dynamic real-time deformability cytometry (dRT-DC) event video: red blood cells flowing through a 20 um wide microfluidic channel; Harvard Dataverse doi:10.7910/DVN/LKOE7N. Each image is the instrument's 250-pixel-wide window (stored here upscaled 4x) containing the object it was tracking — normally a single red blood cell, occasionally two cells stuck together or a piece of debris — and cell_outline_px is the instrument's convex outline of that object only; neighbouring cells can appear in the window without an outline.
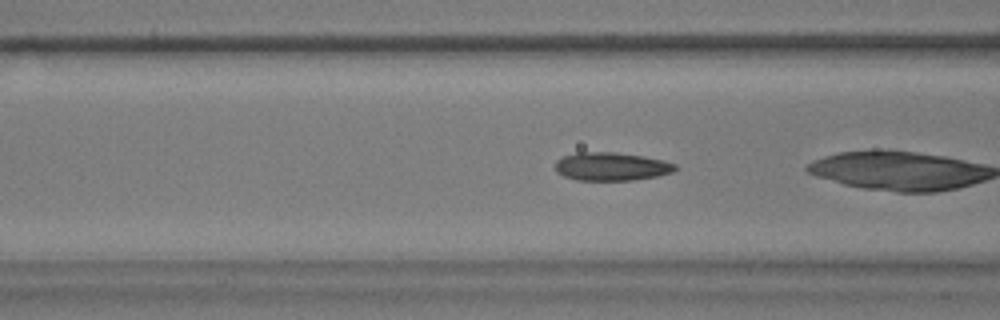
{"species": "common noctule bat (a hibernating species)", "species_latin": "Nyctalus noctula", "temperature_condition": "warm", "stored_images_in_passage": 20, "camera_frame_rate_fps": 3000, "um_per_image_px": 0.085, "animal": {"sex": "male", "body_mass_g": 17.9}, "frame": {"image": 1, "passage_image": 19, "time_ms": 6.0, "image_size_px": [1000, 320], "cell_outline_px": [[680, 168], [672, 172], [656, 176], [632, 180], [576, 180], [564, 176], [556, 172], [556, 160], [564, 156], [576, 152], [616, 152], [664, 160], [676, 164]], "centroid_in_image_um": [51.97, 14.15], "position_along_channel_um": 114.6, "area_um2": 19.77}}